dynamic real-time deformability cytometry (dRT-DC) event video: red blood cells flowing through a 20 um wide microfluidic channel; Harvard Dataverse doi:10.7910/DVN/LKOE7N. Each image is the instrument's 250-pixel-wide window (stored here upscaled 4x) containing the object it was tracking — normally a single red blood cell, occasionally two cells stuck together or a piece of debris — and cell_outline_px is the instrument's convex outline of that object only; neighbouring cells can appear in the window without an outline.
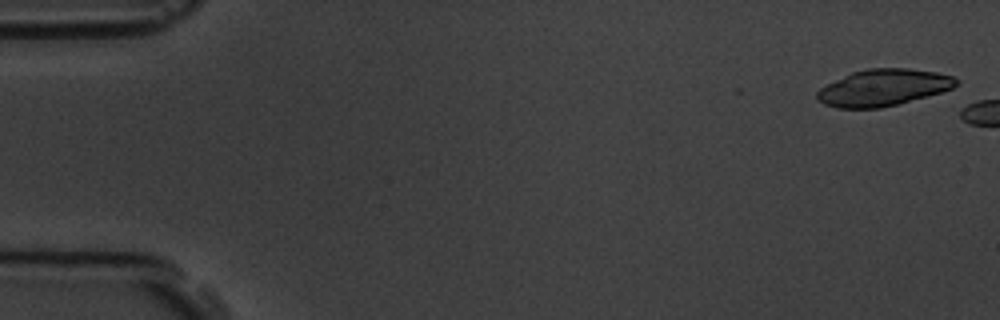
{"species": "common noctule bat (a hibernating species)", "species_latin": "Nyctalus noctula", "temperature_condition": "room temperature", "stored_images_in_passage": 2, "camera_frame_rate_fps": 3000, "um_per_image_px": 0.085, "animal": {"sex": "male", "body_mass_g": 19.5, "forearm_length_mm": 54.6}, "frame": {"image": 1, "passage_image": 1, "time_ms": 0.0, "image_size_px": [1000, 320], "cell_outline_px": [[960, 80], [952, 88], [940, 92], [896, 104], [880, 108], [836, 108], [824, 104], [816, 100], [816, 92], [820, 88], [852, 72], [868, 68], [908, 68], [936, 72], [952, 76]], "centroid_in_image_um": [75.05, 7.44], "position_along_channel_um": 10.0, "area_um2": 29.42}}